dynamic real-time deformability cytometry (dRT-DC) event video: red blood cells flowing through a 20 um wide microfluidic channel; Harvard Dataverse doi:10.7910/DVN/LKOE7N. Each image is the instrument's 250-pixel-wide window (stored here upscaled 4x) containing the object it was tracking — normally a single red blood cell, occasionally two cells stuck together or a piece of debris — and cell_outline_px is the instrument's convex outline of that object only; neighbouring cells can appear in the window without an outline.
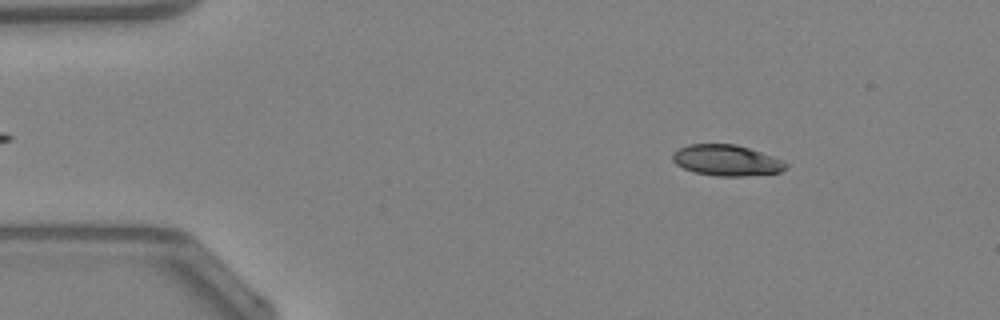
{"species": "Egyptian fruit bat (a non-hibernating species)", "species_latin": "Rousettus aegyptiacus", "temperature_condition": "warm", "stored_images_in_passage": 47, "camera_frame_rate_fps": 3000, "um_per_image_px": 0.085, "animal": {"sex": "female"}, "frame": {"image": 1, "passage_image": 6, "time_ms": 1.667, "image_size_px": [1000, 320], "cell_outline_px": [[788, 168], [780, 172], [744, 176], [716, 176], [696, 172], [684, 168], [676, 164], [672, 160], [672, 152], [688, 144], [736, 144], [784, 160], [788, 164]], "centroid_in_image_um": [61.77, 13.63], "position_along_channel_um": 23.2, "area_um2": 20.4}}
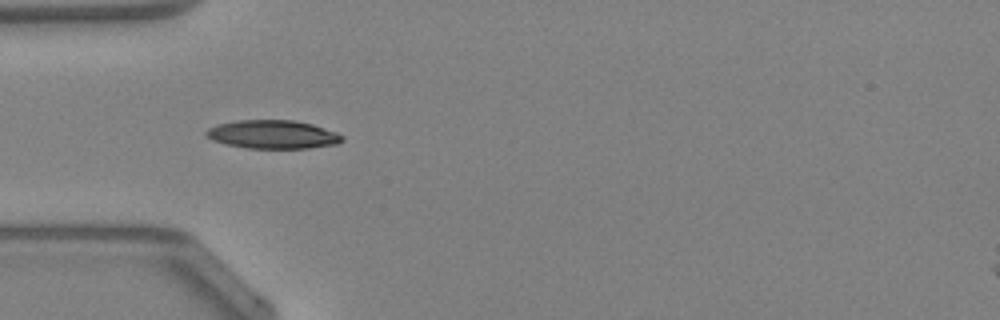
{"frame": {"image": 2, "passage_image": 14, "time_ms": 4.333, "image_size_px": [1000, 320], "cell_outline_px": [[344, 140], [336, 144], [308, 148], [248, 148], [228, 144], [212, 140], [204, 136], [204, 132], [208, 128], [216, 124], [236, 120], [292, 120], [312, 124], [336, 132], [344, 136]], "centroid_in_image_um": [23.16, 11.42], "position_along_channel_um": 61.8, "area_um2": 22.6}}
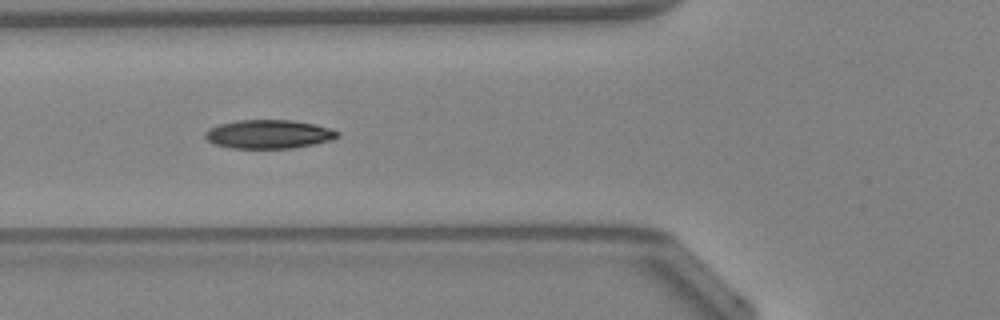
{"frame": {"image": 3, "passage_image": 17, "time_ms": 5.333, "image_size_px": [1000, 320], "cell_outline_px": [[340, 136], [332, 140], [292, 148], [232, 148], [216, 144], [208, 140], [204, 136], [204, 132], [208, 128], [220, 124], [240, 120], [292, 120], [316, 124], [340, 132]], "centroid_in_image_um": [22.85, 11.4], "position_along_channel_um": 102.9, "area_um2": 22.08}, "authors_computed_cell_mechanics": {"area_um2": 21.6172, "velocity_mm_per_s": 4.3157, "shape_relaxation_time_tau1_ms": 4.3865, "shape_relaxation_time_tau2_ms": 3.4451, "deformation_change_tau1": 0.1574, "deformation_change_tau2": 0.0696}}